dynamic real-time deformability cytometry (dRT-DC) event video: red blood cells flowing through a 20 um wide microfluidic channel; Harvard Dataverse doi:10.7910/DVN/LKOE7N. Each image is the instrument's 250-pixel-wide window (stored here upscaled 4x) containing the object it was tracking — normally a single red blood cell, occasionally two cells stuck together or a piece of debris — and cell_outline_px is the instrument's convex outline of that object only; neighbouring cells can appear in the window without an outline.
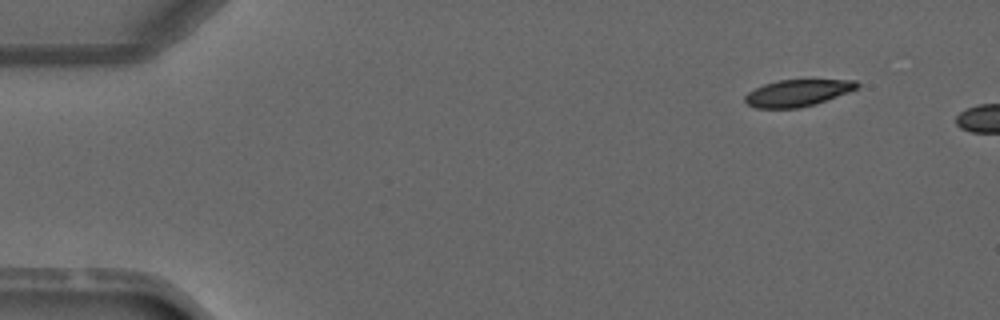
{"species": "common noctule bat (a hibernating species)", "species_latin": "Nyctalus noctula", "temperature_condition": "warm", "stored_images_in_passage": 2, "camera_frame_rate_fps": 3000, "um_per_image_px": 0.085, "animal": {"sex": "male", "forearm_length_mm": 52.5}, "frame": {"image": 1, "passage_image": 1, "time_ms": 0.0, "image_size_px": [1000, 320], "cell_outline_px": [[860, 88], [816, 104], [800, 108], [756, 108], [748, 104], [744, 100], [744, 96], [748, 92], [764, 84], [776, 80], [856, 80], [860, 84]], "centroid_in_image_um": [67.82, 7.9], "position_along_channel_um": 17.2, "area_um2": 17.57}}